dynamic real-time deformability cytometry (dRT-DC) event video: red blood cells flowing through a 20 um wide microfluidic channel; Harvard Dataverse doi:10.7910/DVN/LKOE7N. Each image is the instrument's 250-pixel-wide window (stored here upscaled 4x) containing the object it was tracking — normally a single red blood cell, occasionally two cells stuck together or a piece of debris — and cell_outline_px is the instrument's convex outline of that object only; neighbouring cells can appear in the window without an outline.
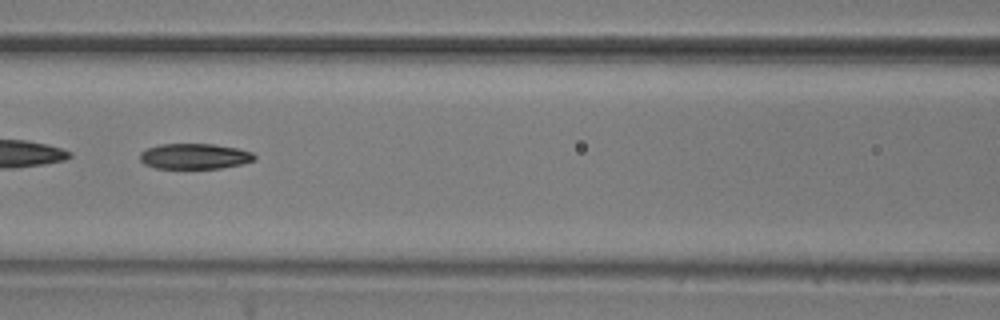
{"species": "common noctule bat (a hibernating species)", "species_latin": "Nyctalus noctula", "temperature_condition": "room temperature", "stored_images_in_passage": 54, "camera_frame_rate_fps": 3000, "um_per_image_px": 0.085, "animal": {"sex": "male", "body_mass_g": 20.5, "forearm_length_mm": 52.5}, "frame": {"image": 1, "passage_image": 24, "time_ms": 7.667, "image_size_px": [1000, 320], "cell_outline_px": [[256, 160], [240, 164], [220, 168], [156, 168], [144, 164], [140, 160], [140, 152], [148, 148], [160, 144], [212, 144], [236, 148], [252, 152], [256, 156]], "centroid_in_image_um": [16.53, 13.28], "position_along_channel_um": 150.1, "area_um2": 16.94}}
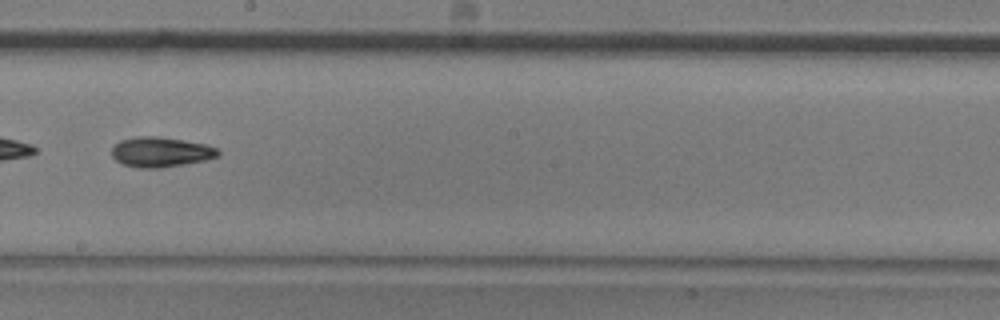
{"frame": {"image": 2, "passage_image": 31, "time_ms": 10.0, "image_size_px": [1000, 320], "cell_outline_px": [[220, 156], [204, 160], [184, 164], [160, 168], [140, 168], [120, 164], [112, 156], [112, 148], [120, 140], [136, 136], [156, 136], [184, 140], [208, 144], [216, 148], [220, 152]], "centroid_in_image_um": [13.66, 12.92], "position_along_channel_um": 234.5, "area_um2": 18.73}, "authors_computed_cell_mechanics": {"area_um2": 18.2648, "velocity_mm_per_s": 3.6329, "shape_relaxation_time_tau1_ms": 4.797, "shape_relaxation_time_tau2_ms": 8.8399, "deformation_change_tau1": 0.1357, "deformation_change_tau2": 0.1709}}